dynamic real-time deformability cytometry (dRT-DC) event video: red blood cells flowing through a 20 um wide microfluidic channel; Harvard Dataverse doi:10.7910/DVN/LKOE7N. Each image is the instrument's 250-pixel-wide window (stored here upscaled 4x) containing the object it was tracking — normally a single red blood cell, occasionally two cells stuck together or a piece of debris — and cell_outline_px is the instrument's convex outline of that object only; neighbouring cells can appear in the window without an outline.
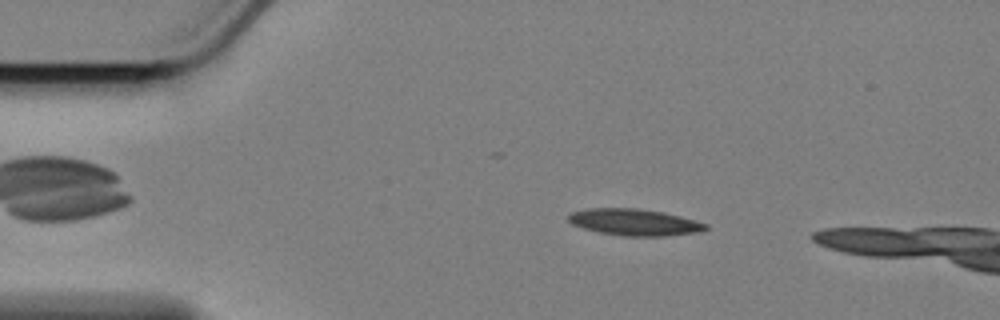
{"species": "Egyptian fruit bat (a non-hibernating species)", "species_latin": "Rousettus aegyptiacus", "temperature_condition": "cold", "stored_images_in_passage": 44, "camera_frame_rate_fps": 3000, "um_per_image_px": 0.085, "animal": {"sex": "female"}, "frame": {"image": 1, "passage_image": 2, "time_ms": 0.333, "image_size_px": [1000, 320], "cell_outline_px": [[708, 228], [696, 232], [660, 236], [624, 236], [600, 232], [584, 228], [572, 224], [568, 220], [568, 216], [572, 212], [588, 208], [636, 208], [664, 212], [680, 216], [708, 224]], "centroid_in_image_um": [53.91, 18.88], "position_along_channel_um": 31.1, "area_um2": 21.04}}
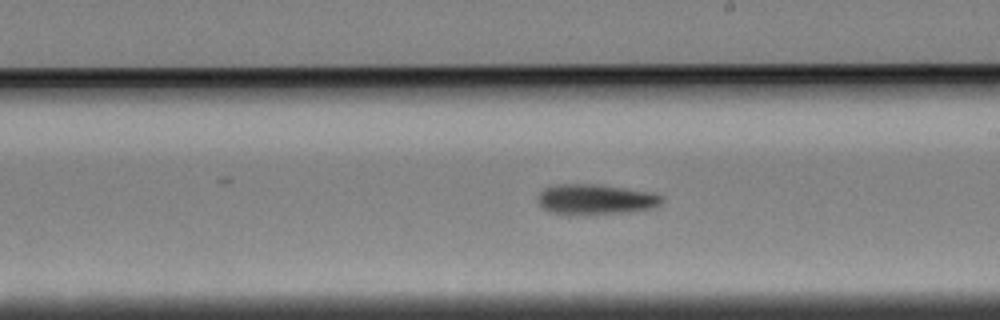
{"frame": {"image": 2, "passage_image": 24, "time_ms": 7.667, "image_size_px": [1000, 320], "cell_outline_px": [[664, 200], [660, 204], [652, 208], [628, 212], [576, 216], [548, 212], [540, 204], [540, 192], [544, 188], [556, 184], [596, 184], [648, 192], [664, 196]], "centroid_in_image_um": [50.61, 16.97], "position_along_channel_um": 238.4, "area_um2": 22.02}}
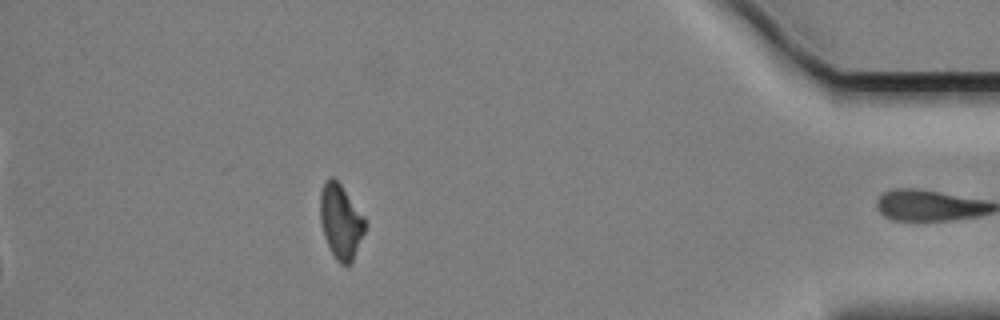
{"frame": {"image": 3, "passage_image": 43, "time_ms": 14.0, "image_size_px": [1000, 320], "cell_outline_px": [[364, 232], [352, 264], [340, 264], [336, 260], [324, 236], [320, 220], [320, 192], [324, 180], [328, 176], [332, 176], [340, 184], [364, 216]], "centroid_in_image_um": [28.94, 18.81], "position_along_channel_um": 406.3, "area_um2": 19.36}, "authors_computed_cell_mechanics": {"area_um2": 21.0103, "velocity_mm_per_s": 3.4216, "shape_relaxation_time_tau1_ms": 7.058, "shape_relaxation_time_tau2_ms": null, "deformation_change_tau1": 0.1793, "deformation_change_tau2": null}}